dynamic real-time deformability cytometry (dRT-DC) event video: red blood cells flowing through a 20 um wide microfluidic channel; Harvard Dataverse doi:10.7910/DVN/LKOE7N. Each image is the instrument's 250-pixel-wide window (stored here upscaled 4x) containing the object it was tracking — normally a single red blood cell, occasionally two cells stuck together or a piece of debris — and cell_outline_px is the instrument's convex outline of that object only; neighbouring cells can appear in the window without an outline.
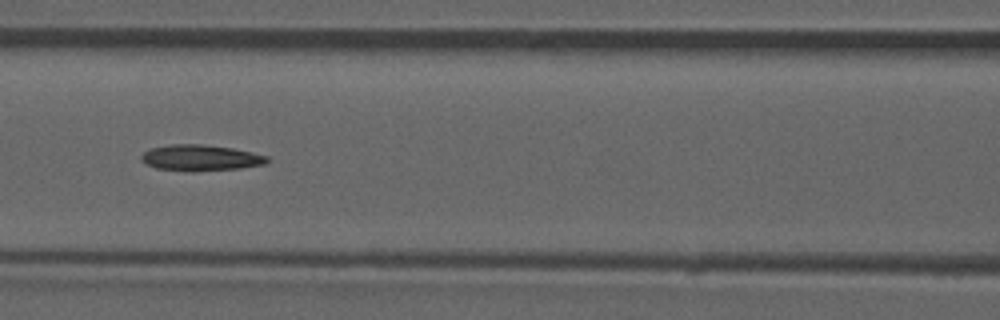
{"species": "common noctule bat (a hibernating species)", "species_latin": "Nyctalus noctula", "temperature_condition": "room temperature", "stored_images_in_passage": 51, "camera_frame_rate_fps": 3000, "um_per_image_px": 0.085, "animal": {"sex": "male", "forearm_length_mm": 52.5}, "frame": {"image": 1, "passage_image": 22, "time_ms": 7.0, "image_size_px": [1000, 320], "cell_outline_px": [[272, 160], [264, 164], [240, 168], [196, 172], [192, 172], [156, 168], [144, 164], [140, 160], [140, 156], [144, 152], [152, 148], [172, 144], [200, 144], [232, 148], [252, 152], [268, 156]], "centroid_in_image_um": [17.05, 13.43], "position_along_channel_um": 149.6, "area_um2": 19.31}}